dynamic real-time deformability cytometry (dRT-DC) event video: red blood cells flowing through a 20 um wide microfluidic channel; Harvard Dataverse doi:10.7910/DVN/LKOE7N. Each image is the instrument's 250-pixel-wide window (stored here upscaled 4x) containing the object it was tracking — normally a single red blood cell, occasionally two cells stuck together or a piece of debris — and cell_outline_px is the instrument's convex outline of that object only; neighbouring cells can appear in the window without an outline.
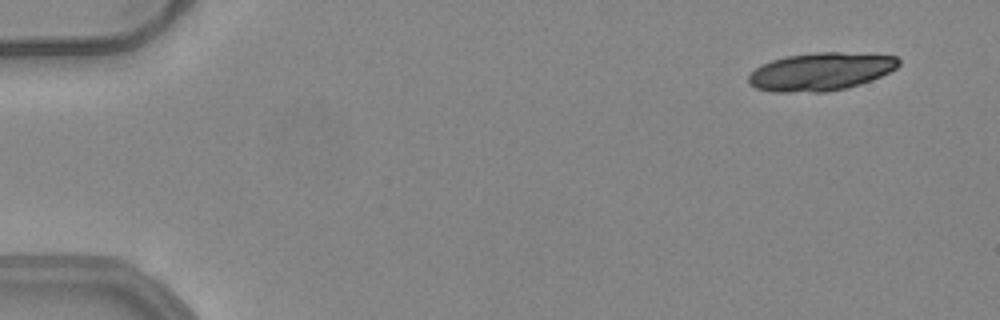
{"species": "common noctule bat (a hibernating species)", "species_latin": "Nyctalus noctula", "temperature_condition": "warm", "stored_images_in_passage": 19, "camera_frame_rate_fps": 3000, "um_per_image_px": 0.085, "animal": {"sex": "female", "body_mass_g": 24.6, "forearm_length_mm": 56.2}, "frame": {"image": 1, "passage_image": 4, "time_ms": 1.0, "image_size_px": [1000, 320], "cell_outline_px": [[900, 64], [896, 68], [872, 80], [848, 88], [828, 92], [772, 92], [756, 88], [748, 84], [748, 76], [756, 68], [772, 60], [784, 56], [816, 52], [840, 52], [896, 56], [900, 60]], "centroid_in_image_um": [69.75, 6.09], "position_along_channel_um": 15.3, "area_um2": 33.29}}